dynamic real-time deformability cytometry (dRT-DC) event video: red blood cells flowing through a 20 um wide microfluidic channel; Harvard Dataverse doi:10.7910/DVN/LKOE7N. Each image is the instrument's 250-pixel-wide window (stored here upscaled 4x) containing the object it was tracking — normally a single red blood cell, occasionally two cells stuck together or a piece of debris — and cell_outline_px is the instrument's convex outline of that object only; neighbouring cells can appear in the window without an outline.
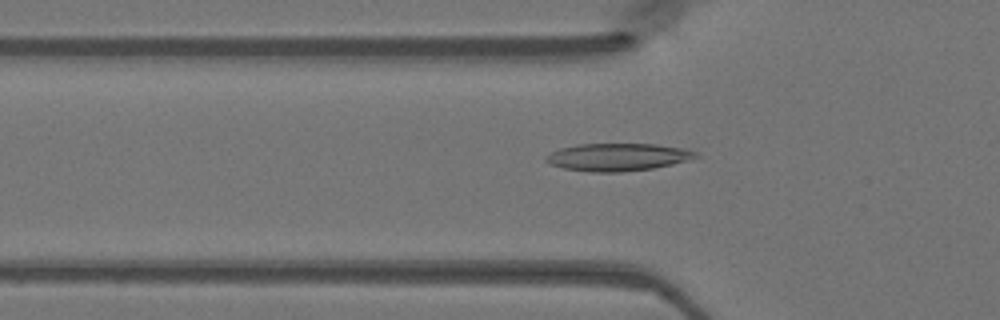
{"species": "Egyptian fruit bat (a non-hibernating species)", "species_latin": "Rousettus aegyptiacus", "temperature_condition": "warm", "stored_images_in_passage": 48, "camera_frame_rate_fps": 3000, "um_per_image_px": 0.085, "animal": {"sex": "female"}, "frame": {"image": 1, "passage_image": 16, "time_ms": 5.0, "image_size_px": [1000, 320], "cell_outline_px": [[700, 156], [672, 164], [652, 168], [620, 172], [592, 172], [564, 168], [548, 164], [544, 160], [544, 156], [560, 148], [580, 144], [656, 144], [684, 148], [696, 152]], "centroid_in_image_um": [52.47, 13.35], "position_along_channel_um": 73.3, "area_um2": 23.99}}
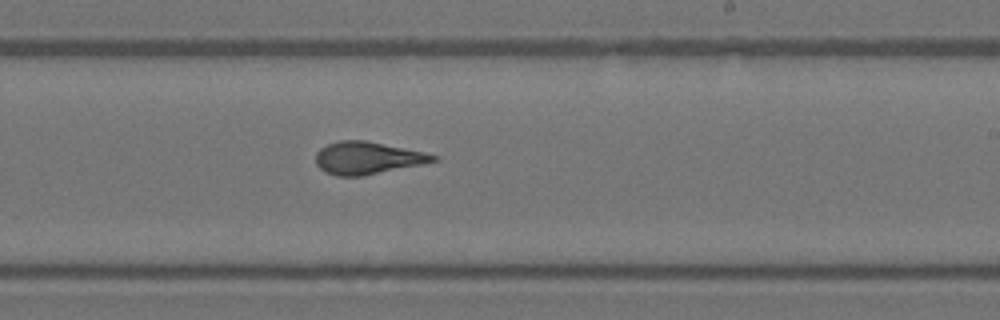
{"frame": {"image": 2, "passage_image": 29, "time_ms": 9.333, "image_size_px": [1000, 320], "cell_outline_px": [[440, 160], [360, 176], [336, 176], [320, 168], [316, 164], [316, 152], [320, 148], [328, 144], [340, 140], [364, 140], [424, 152], [440, 156]], "centroid_in_image_um": [31.22, 13.42], "position_along_channel_um": 257.8, "area_um2": 21.85}}
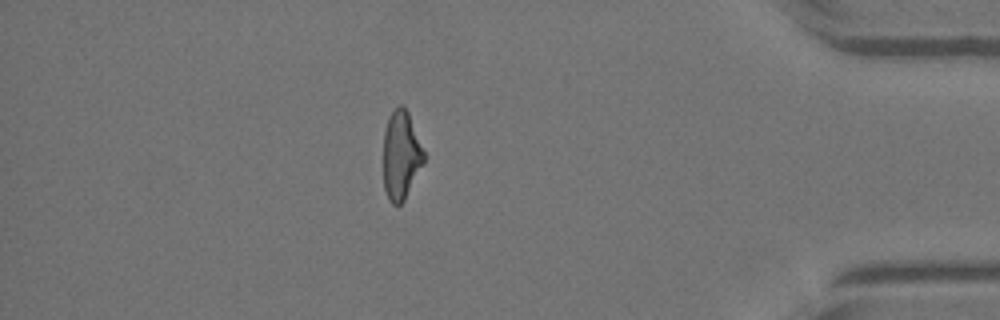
{"frame": {"image": 3, "passage_image": 42, "time_ms": 13.667, "image_size_px": [1000, 320], "cell_outline_px": [[424, 164], [404, 200], [400, 204], [392, 204], [388, 200], [384, 188], [384, 132], [388, 116], [400, 104], [408, 112], [424, 152]], "centroid_in_image_um": [34.08, 13.22], "position_along_channel_um": 401.1, "area_um2": 20.75}}